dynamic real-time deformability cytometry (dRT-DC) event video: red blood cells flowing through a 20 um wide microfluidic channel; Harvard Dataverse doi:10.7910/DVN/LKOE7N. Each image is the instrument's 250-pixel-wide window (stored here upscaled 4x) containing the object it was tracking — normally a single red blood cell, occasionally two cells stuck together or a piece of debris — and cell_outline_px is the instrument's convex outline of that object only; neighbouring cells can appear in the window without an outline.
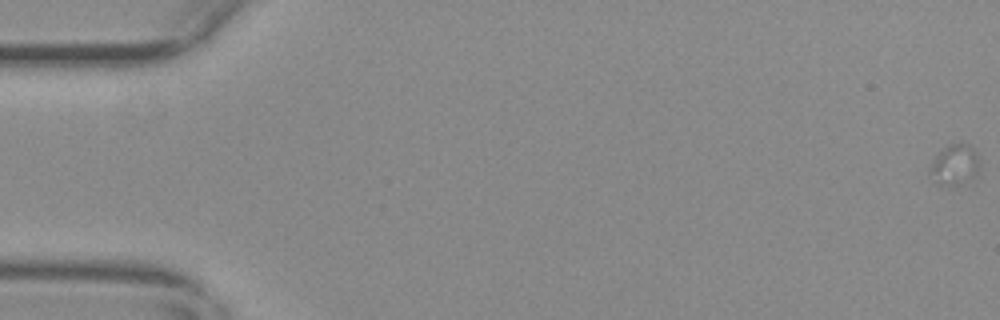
{"species": "common noctule bat (a hibernating species)", "species_latin": "Nyctalus noctula", "temperature_condition": "warm", "stored_images_in_passage": 10, "camera_frame_rate_fps": 3000, "um_per_image_px": 0.085, "animal": {"sex": "female", "body_mass_g": 29.2, "forearm_length_mm": 56.3}, "frame": {"image": 1, "passage_image": 1, "time_ms": 0.0, "image_size_px": [1000, 320], "cell_outline_px": [[980, 164], [976, 176], [956, 184], [936, 184], [928, 172], [936, 156], [948, 144], [968, 144], [976, 152]], "centroid_in_image_um": [81.15, 14.0], "position_along_channel_um": 3.8, "area_um2": 11.39}}